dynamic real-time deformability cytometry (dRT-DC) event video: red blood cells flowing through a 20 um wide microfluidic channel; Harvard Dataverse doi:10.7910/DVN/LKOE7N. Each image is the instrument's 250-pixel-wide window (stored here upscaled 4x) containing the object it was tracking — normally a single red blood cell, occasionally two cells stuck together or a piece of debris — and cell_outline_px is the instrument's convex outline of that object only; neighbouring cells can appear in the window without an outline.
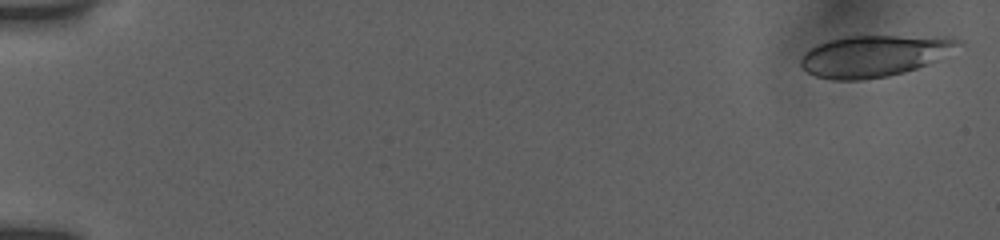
{"species": "human", "species_latin": "Homo sapiens", "temperature_condition": "room temperature", "stored_images_in_passage": 22, "camera_frame_rate_fps": 3000, "um_per_image_px": 0.085, "donor": {"sex": "female"}, "frame": {"image": 1, "passage_image": 1, "time_ms": 0.0, "image_size_px": [1000, 240], "cell_outline_px": [[964, 44], [916, 68], [888, 76], [860, 80], [832, 80], [816, 76], [808, 72], [800, 64], [800, 60], [804, 52], [828, 40], [848, 36], [952, 36], [964, 40]], "centroid_in_image_um": [74.31, 4.73], "position_along_channel_um": 10.7, "area_um2": 37.74}}
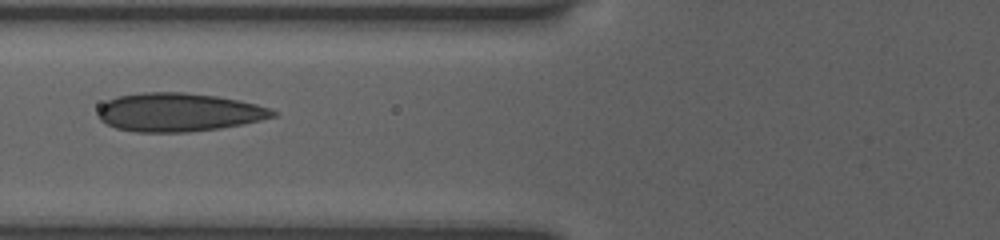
{"frame": {"image": 2, "passage_image": 16, "time_ms": 7.0, "image_size_px": [1000, 240], "cell_outline_px": [[276, 116], [260, 120], [220, 128], [188, 132], [136, 132], [116, 128], [100, 120], [96, 116], [96, 112], [100, 104], [116, 96], [144, 92], [184, 92], [216, 96], [256, 104], [268, 108], [276, 112]], "centroid_in_image_um": [15.1, 9.54], "position_along_channel_um": 110.7, "area_um2": 39.19}}
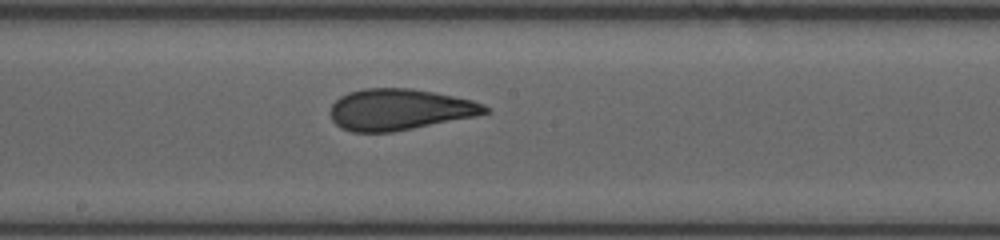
{"frame": {"image": 3, "passage_image": 22, "time_ms": 9.667, "image_size_px": [1000, 240], "cell_outline_px": [[492, 112], [476, 116], [392, 132], [352, 132], [340, 128], [332, 120], [328, 112], [332, 104], [340, 96], [348, 92], [364, 88], [412, 88], [472, 100], [484, 104]], "centroid_in_image_um": [33.93, 9.31], "position_along_channel_um": 214.3, "area_um2": 37.28}}